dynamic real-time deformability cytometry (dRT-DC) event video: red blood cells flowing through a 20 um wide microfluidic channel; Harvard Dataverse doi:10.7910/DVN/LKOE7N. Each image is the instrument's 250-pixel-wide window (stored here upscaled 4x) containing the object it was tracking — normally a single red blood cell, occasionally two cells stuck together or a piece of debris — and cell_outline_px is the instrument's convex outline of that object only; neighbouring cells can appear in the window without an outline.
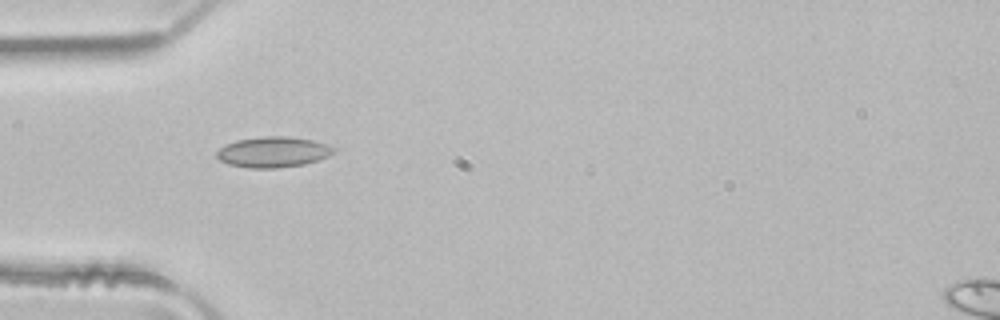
{"species": "common noctule bat (a hibernating species)", "species_latin": "Nyctalus noctula", "temperature_condition": "room temperature", "stored_images_in_passage": 4, "camera_frame_rate_fps": 3000, "um_per_image_px": 0.085, "animal": {"sex": "male", "body_mass_g": 21.5, "forearm_length_mm": 52.0}, "frame": {"image": 1, "passage_image": 4, "time_ms": 1.0, "image_size_px": [1000, 320], "cell_outline_px": [[336, 152], [328, 156], [304, 164], [276, 168], [248, 168], [228, 164], [220, 160], [216, 156], [216, 152], [220, 148], [236, 140], [264, 136], [288, 136], [312, 140], [336, 148]], "centroid_in_image_um": [23.21, 12.92], "position_along_channel_um": 61.8, "area_um2": 20.75}}